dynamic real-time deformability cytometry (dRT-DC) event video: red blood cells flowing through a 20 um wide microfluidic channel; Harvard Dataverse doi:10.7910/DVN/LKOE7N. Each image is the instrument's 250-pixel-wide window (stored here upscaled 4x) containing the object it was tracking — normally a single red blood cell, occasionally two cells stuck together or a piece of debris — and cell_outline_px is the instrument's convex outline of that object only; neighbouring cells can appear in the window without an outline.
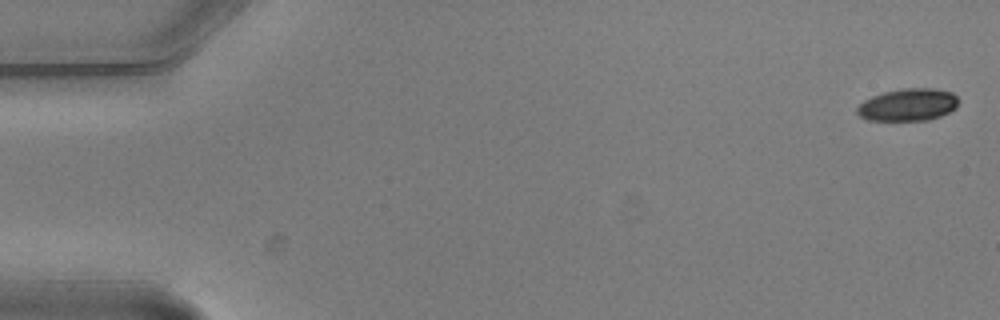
{"species": "common noctule bat (a hibernating species)", "species_latin": "Nyctalus noctula", "temperature_condition": "warm", "stored_images_in_passage": 7, "camera_frame_rate_fps": 3000, "um_per_image_px": 0.085, "animal": {"sex": "male", "body_mass_g": 20.5, "forearm_length_mm": 52.5}, "frame": {"image": 1, "passage_image": 1, "time_ms": 0.0, "image_size_px": [1000, 320], "cell_outline_px": [[960, 100], [956, 108], [940, 116], [928, 120], [868, 120], [860, 116], [856, 112], [856, 108], [864, 100], [872, 96], [884, 92], [900, 88], [936, 88], [952, 92]], "centroid_in_image_um": [77.2, 8.89], "position_along_channel_um": 7.8, "area_um2": 19.25}}
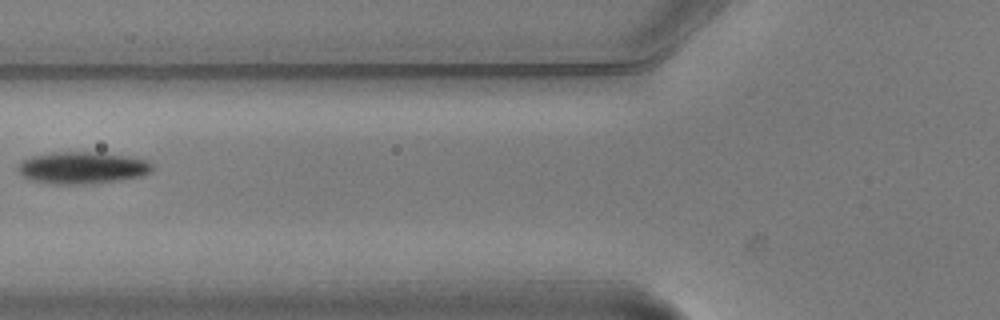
{"frame": {"image": 2, "passage_image": 6, "time_ms": 1.667, "image_size_px": [1000, 320], "cell_outline_px": [[152, 172], [144, 176], [120, 180], [88, 184], [48, 184], [28, 180], [16, 168], [24, 160], [32, 156], [52, 152], [92, 152], [128, 156], [148, 160], [152, 164]], "centroid_in_image_um": [7.01, 14.27], "position_along_channel_um": 118.8, "area_um2": 25.2}}
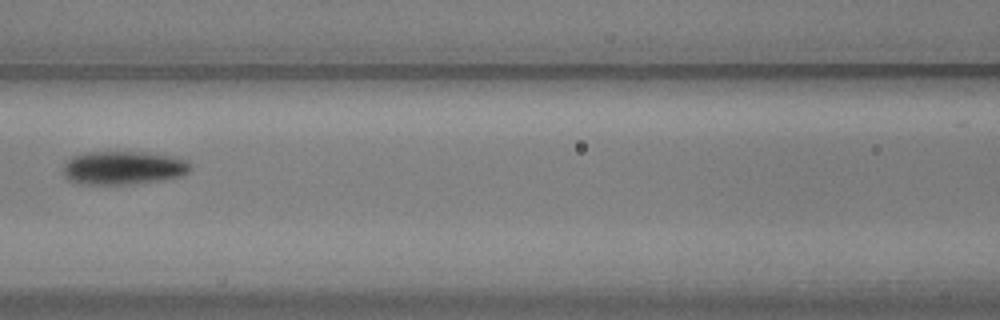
{"frame": {"image": 3, "passage_image": 7, "time_ms": 2.0, "image_size_px": [1000, 320], "cell_outline_px": [[192, 168], [188, 172], [180, 176], [164, 180], [128, 184], [80, 184], [68, 180], [64, 176], [64, 160], [72, 156], [88, 152], [148, 152], [176, 156], [188, 160]], "centroid_in_image_um": [10.5, 14.26], "position_along_channel_um": 156.1, "area_um2": 25.2}}